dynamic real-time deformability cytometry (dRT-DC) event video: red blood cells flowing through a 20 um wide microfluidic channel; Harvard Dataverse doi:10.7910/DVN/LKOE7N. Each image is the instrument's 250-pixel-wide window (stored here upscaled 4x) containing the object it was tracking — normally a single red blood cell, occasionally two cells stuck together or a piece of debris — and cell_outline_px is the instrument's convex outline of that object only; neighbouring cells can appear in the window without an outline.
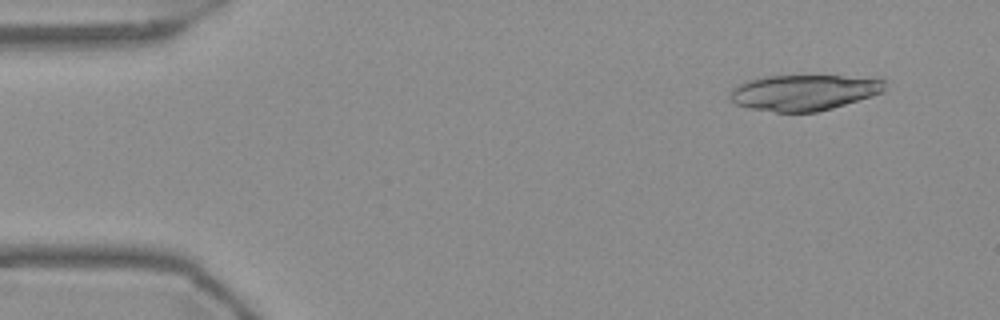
{"species": "Egyptian fruit bat (a non-hibernating species)", "species_latin": "Rousettus aegyptiacus", "temperature_condition": "warm", "stored_images_in_passage": 53, "camera_frame_rate_fps": 3000, "um_per_image_px": 0.085, "frame": {"image": 1, "passage_image": 4, "time_ms": 1.0, "image_size_px": [1000, 320], "cell_outline_px": [[884, 92], [872, 96], [832, 108], [816, 112], [776, 112], [748, 108], [736, 104], [728, 100], [728, 96], [732, 88], [748, 80], [768, 76], [840, 76], [884, 80]], "centroid_in_image_um": [68.26, 7.88], "position_along_channel_um": 16.7, "area_um2": 32.08}}